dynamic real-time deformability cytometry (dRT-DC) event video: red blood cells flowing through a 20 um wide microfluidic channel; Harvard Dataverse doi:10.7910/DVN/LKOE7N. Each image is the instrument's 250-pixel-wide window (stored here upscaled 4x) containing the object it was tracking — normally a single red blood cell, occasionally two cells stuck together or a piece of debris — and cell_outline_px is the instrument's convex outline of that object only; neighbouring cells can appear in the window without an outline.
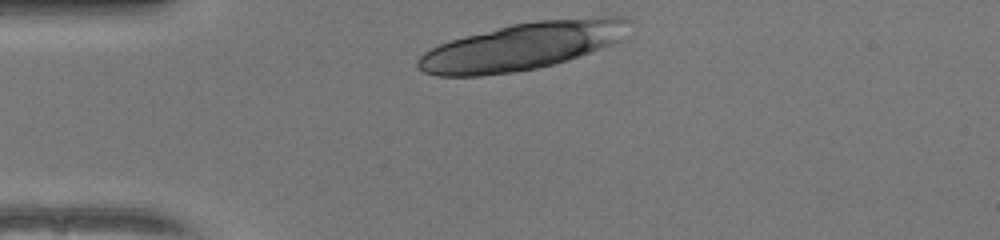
{"species": "human", "species_latin": "Homo sapiens", "temperature_condition": "warm", "stored_images_in_passage": 30, "camera_frame_rate_fps": 3000, "um_per_image_px": 0.085, "donor": {"sex": "female"}, "frame": {"image": 1, "passage_image": 1, "time_ms": 0.0, "image_size_px": [1000, 240], "cell_outline_px": [[632, 20], [620, 40], [612, 44], [568, 60], [536, 68], [512, 72], [480, 76], [436, 76], [424, 72], [416, 68], [416, 60], [424, 52], [440, 44], [464, 36], [512, 24], [536, 20], [596, 16], [624, 16]], "centroid_in_image_um": [44.4, 3.92], "position_along_channel_um": 40.6, "area_um2": 58.2}}